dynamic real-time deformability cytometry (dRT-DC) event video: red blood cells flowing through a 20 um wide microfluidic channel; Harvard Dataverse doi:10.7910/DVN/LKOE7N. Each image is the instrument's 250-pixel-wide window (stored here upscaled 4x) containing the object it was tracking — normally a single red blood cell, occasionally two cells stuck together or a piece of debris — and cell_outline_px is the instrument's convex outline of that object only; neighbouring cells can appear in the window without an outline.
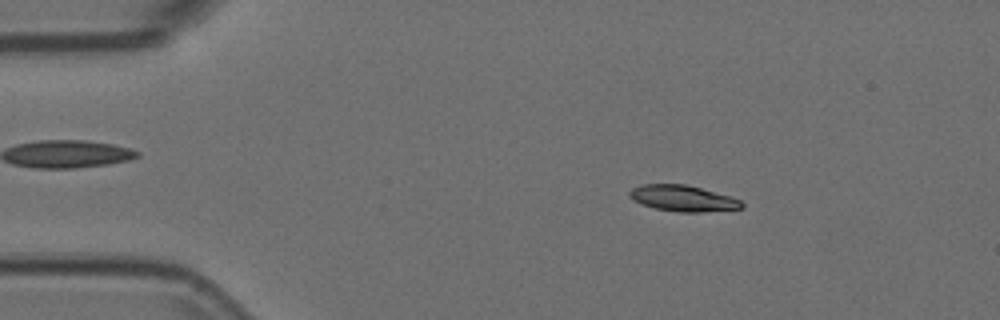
{"species": "Egyptian fruit bat (a non-hibernating species)", "species_latin": "Rousettus aegyptiacus", "temperature_condition": "room temperature", "stored_images_in_passage": 55, "camera_frame_rate_fps": 3000, "um_per_image_px": 0.085, "animal": {"sex": "female"}, "frame": {"image": 1, "passage_image": 9, "time_ms": 2.667, "image_size_px": [1000, 320], "cell_outline_px": [[744, 208], [700, 212], [680, 212], [656, 208], [632, 200], [628, 196], [628, 192], [632, 188], [644, 184], [684, 184], [732, 196], [740, 200], [744, 204]], "centroid_in_image_um": [58.06, 16.85], "position_along_channel_um": 26.9, "area_um2": 16.94}}
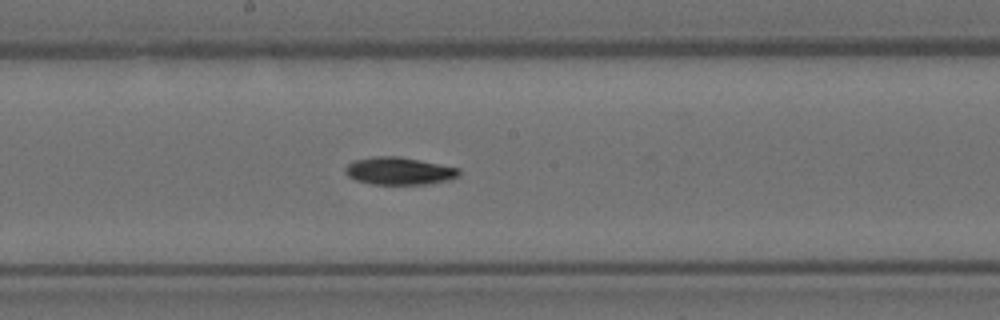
{"frame": {"image": 2, "passage_image": 29, "time_ms": 9.333, "image_size_px": [1000, 320], "cell_outline_px": [[460, 176], [448, 180], [428, 184], [372, 184], [356, 180], [348, 176], [344, 172], [344, 168], [348, 164], [356, 160], [372, 156], [400, 156], [460, 168]], "centroid_in_image_um": [33.93, 14.53], "position_along_channel_um": 214.3, "area_um2": 18.32}}
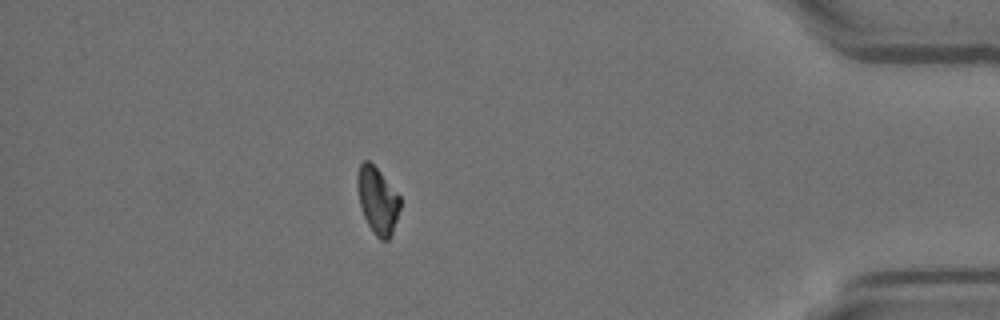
{"frame": {"image": 3, "passage_image": 48, "time_ms": 15.667, "image_size_px": [1000, 320], "cell_outline_px": [[400, 208], [392, 232], [388, 240], [380, 240], [372, 232], [364, 216], [360, 204], [356, 184], [356, 176], [360, 164], [364, 160], [368, 160], [380, 172], [400, 196]], "centroid_in_image_um": [32.07, 17.03], "position_along_channel_um": 403.1, "area_um2": 16.47}, "authors_computed_cell_mechanics": {"area_um2": 17.5134, "velocity_mm_per_s": 3.7057, "shape_relaxation_time_tau1_ms": 5.3565, "shape_relaxation_time_tau2_ms": null, "deformation_change_tau1": 0.1655, "deformation_change_tau2": null}}